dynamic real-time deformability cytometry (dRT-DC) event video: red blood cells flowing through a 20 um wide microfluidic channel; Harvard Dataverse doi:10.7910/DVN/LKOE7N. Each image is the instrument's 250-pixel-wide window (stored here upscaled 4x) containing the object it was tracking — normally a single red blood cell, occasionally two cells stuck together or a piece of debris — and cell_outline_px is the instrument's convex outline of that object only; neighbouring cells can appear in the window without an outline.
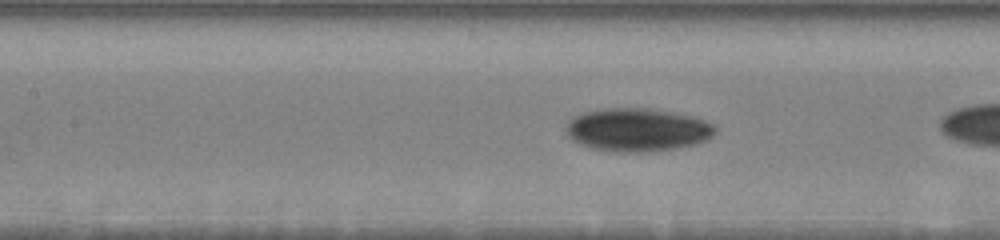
{"species": "human", "species_latin": "Homo sapiens", "temperature_condition": "warm", "stored_images_in_passage": 44, "camera_frame_rate_fps": 3000, "um_per_image_px": 0.085, "donor": {"sex": "male"}, "frame": {"image": 1, "passage_image": 24, "time_ms": 7.667, "image_size_px": [1000, 240], "cell_outline_px": [[716, 132], [708, 140], [696, 144], [676, 148], [648, 152], [612, 152], [592, 148], [580, 144], [572, 140], [568, 136], [564, 128], [568, 120], [584, 112], [600, 108], [648, 108], [676, 112], [696, 116], [716, 124]], "centroid_in_image_um": [54.21, 11.03], "position_along_channel_um": 153.2, "area_um2": 38.26}}
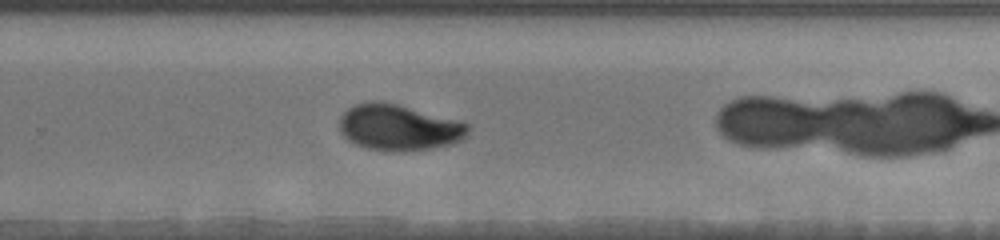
{"frame": {"image": 2, "passage_image": 36, "time_ms": 11.667, "image_size_px": [1000, 240], "cell_outline_px": [[468, 132], [460, 140], [448, 144], [428, 148], [404, 152], [392, 152], [368, 148], [356, 144], [348, 140], [340, 132], [340, 116], [348, 108], [356, 104], [368, 100], [380, 100], [464, 120], [468, 124]], "centroid_in_image_um": [33.89, 10.81], "position_along_channel_um": 295.9, "area_um2": 34.8}}
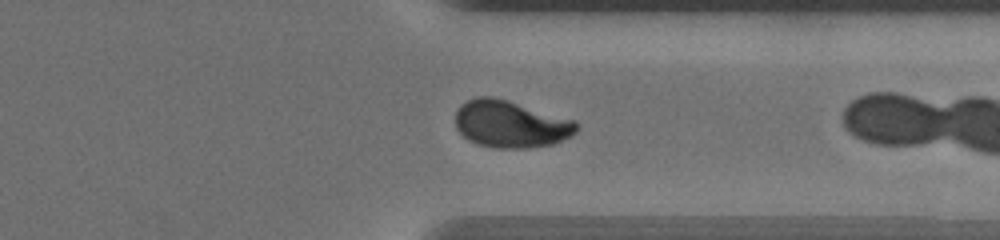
{"frame": {"image": 3, "passage_image": 42, "time_ms": 13.667, "image_size_px": [1000, 240], "cell_outline_px": [[576, 132], [572, 136], [552, 144], [528, 148], [496, 148], [476, 144], [468, 140], [456, 128], [456, 112], [460, 104], [476, 96], [492, 96], [508, 100], [572, 120], [576, 124]], "centroid_in_image_um": [43.35, 10.55], "position_along_channel_um": 368.0, "area_um2": 33.06}}